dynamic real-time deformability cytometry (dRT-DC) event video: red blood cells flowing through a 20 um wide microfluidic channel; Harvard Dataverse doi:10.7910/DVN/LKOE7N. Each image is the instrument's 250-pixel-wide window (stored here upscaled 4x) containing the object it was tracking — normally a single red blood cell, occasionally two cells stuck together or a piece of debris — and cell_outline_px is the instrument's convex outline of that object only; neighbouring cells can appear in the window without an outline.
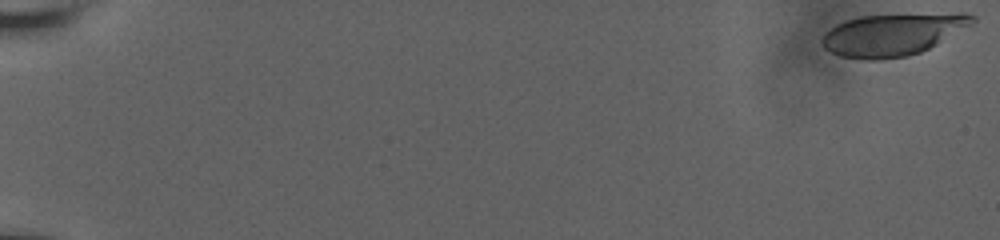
{"species": "human", "species_latin": "Homo sapiens", "temperature_condition": "room temperature", "stored_images_in_passage": 55, "camera_frame_rate_fps": 3000, "um_per_image_px": 0.085, "donor": {"sex": "male"}, "frame": {"image": 1, "passage_image": 1, "time_ms": 0.0, "image_size_px": [1000, 240], "cell_outline_px": [[976, 20], [936, 44], [920, 52], [908, 56], [880, 60], [864, 60], [840, 56], [824, 48], [820, 44], [820, 40], [836, 24], [860, 16], [960, 12], [964, 12], [976, 16]], "centroid_in_image_um": [75.86, 2.93], "position_along_channel_um": 9.1, "area_um2": 36.7}}
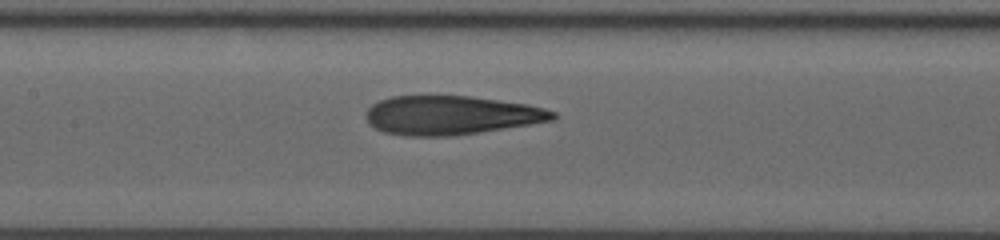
{"frame": {"image": 2, "passage_image": 31, "time_ms": 10.0, "image_size_px": [1000, 240], "cell_outline_px": [[556, 120], [476, 132], [448, 136], [404, 136], [384, 132], [368, 124], [364, 116], [364, 112], [372, 104], [380, 100], [392, 96], [428, 92], [472, 96], [528, 104], [544, 108], [556, 112]], "centroid_in_image_um": [38.25, 9.74], "position_along_channel_um": 169.1, "area_um2": 43.58}}
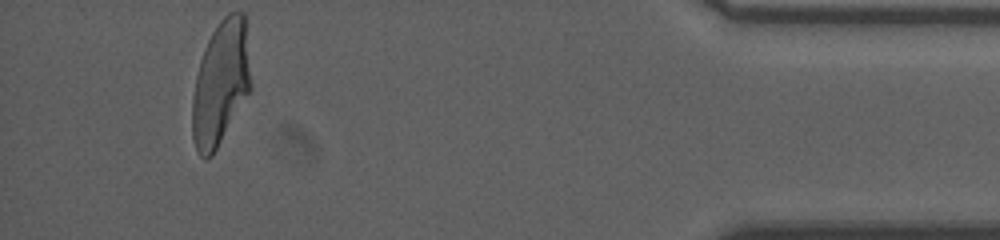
{"frame": {"image": 3, "passage_image": 55, "time_ms": 18.0, "image_size_px": [1000, 240], "cell_outline_px": [[252, 88], [212, 156], [200, 156], [196, 148], [192, 136], [192, 100], [196, 76], [200, 60], [204, 48], [212, 32], [220, 20], [228, 12], [244, 12], [252, 84]], "centroid_in_image_um": [18.76, 7.04], "position_along_channel_um": 416.4, "area_um2": 42.31}, "authors_computed_cell_mechanics": {"area_um2": 42.1362, "velocity_mm_per_s": 3.7744, "shape_relaxation_time_tau1_ms": 7.3994, "shape_relaxation_time_tau2_ms": 1.3699, "deformation_change_tau1": 0.2532, "deformation_change_tau2": 0.0949}}